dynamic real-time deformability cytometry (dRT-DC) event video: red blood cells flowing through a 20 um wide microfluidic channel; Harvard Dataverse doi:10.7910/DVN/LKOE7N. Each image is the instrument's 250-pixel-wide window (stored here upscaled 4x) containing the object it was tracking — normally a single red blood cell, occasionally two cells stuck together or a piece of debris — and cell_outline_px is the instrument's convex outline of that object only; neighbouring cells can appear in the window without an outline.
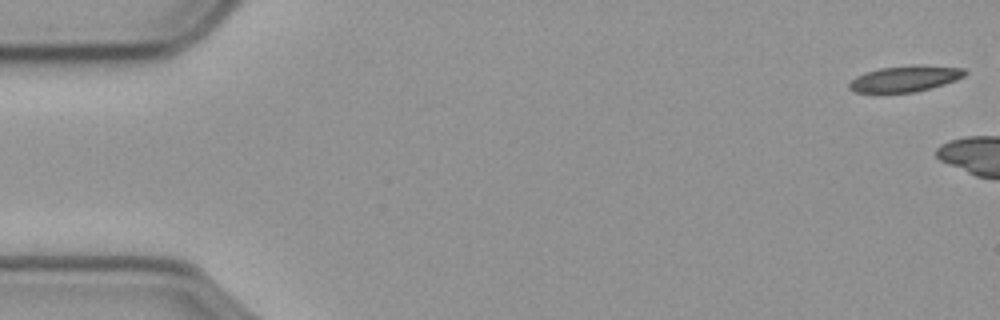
{"species": "common noctule bat (a hibernating species)", "species_latin": "Nyctalus noctula", "temperature_condition": "cold", "stored_images_in_passage": 4, "camera_frame_rate_fps": 3000, "um_per_image_px": 0.085, "animal": {"sex": "male", "body_mass_g": 23.1, "forearm_length_mm": 52.7}, "frame": {"image": 1, "passage_image": 1, "time_ms": 0.0, "image_size_px": [1000, 320], "cell_outline_px": [[968, 72], [964, 76], [956, 80], [944, 84], [916, 92], [856, 92], [848, 88], [848, 84], [856, 76], [864, 72], [880, 68], [912, 64], [920, 64], [964, 68]], "centroid_in_image_um": [76.95, 6.67], "position_along_channel_um": 8.0, "area_um2": 17.69}}